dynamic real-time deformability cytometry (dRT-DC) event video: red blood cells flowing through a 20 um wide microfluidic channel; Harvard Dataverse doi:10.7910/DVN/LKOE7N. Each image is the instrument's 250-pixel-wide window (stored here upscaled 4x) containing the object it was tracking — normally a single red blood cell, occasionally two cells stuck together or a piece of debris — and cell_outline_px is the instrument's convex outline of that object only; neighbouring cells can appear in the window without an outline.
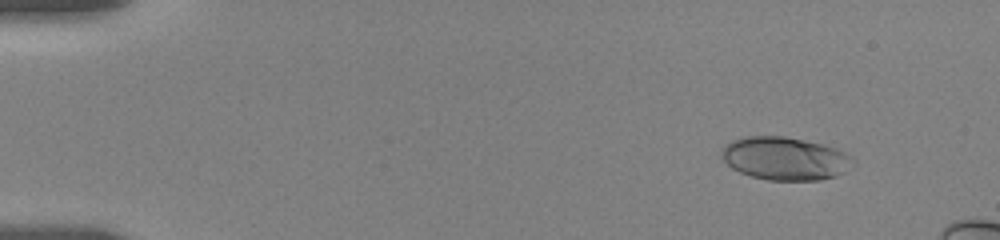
{"species": "human", "species_latin": "Homo sapiens", "temperature_condition": "room temperature", "stored_images_in_passage": 43, "camera_frame_rate_fps": 3000, "um_per_image_px": 0.085, "donor": {"sex": "female"}, "frame": {"image": 1, "passage_image": 5, "time_ms": 1.667, "image_size_px": [1000, 240], "cell_outline_px": [[856, 164], [844, 172], [836, 176], [820, 180], [768, 180], [752, 176], [740, 172], [732, 168], [720, 156], [720, 148], [724, 144], [732, 140], [744, 136], [784, 136], [824, 144], [836, 148], [852, 156], [856, 160]], "centroid_in_image_um": [66.73, 13.46], "position_along_channel_um": 18.3, "area_um2": 33.41}}
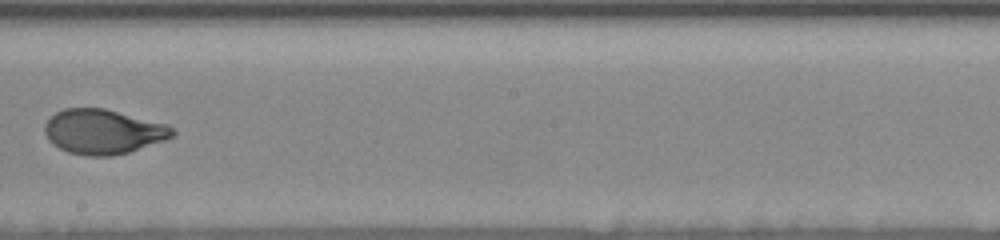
{"frame": {"image": 2, "passage_image": 26, "time_ms": 11.0, "image_size_px": [1000, 240], "cell_outline_px": [[176, 132], [172, 136], [164, 140], [128, 152], [112, 156], [84, 156], [68, 152], [52, 144], [48, 140], [44, 132], [44, 124], [56, 112], [64, 108], [104, 108], [168, 124]], "centroid_in_image_um": [8.74, 11.19], "position_along_channel_um": 239.5, "area_um2": 33.29}}
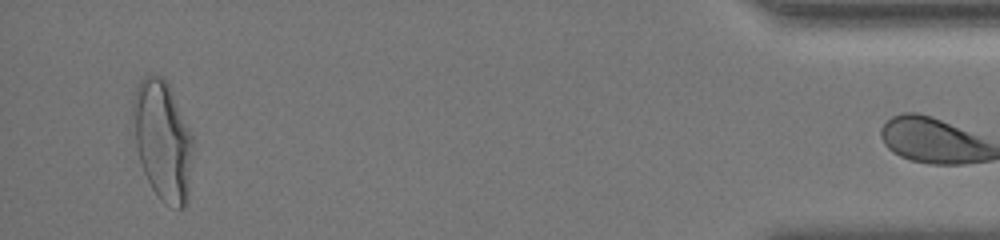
{"frame": {"image": 3, "passage_image": 42, "time_ms": 18.0, "image_size_px": [1000, 240], "cell_outline_px": [[192, 148], [188, 204], [184, 208], [180, 208], [160, 200], [152, 188], [144, 172], [140, 160], [136, 144], [132, 116], [132, 100], [136, 88], [140, 80], [144, 76], [160, 76], [168, 84], [172, 92], [192, 136]], "centroid_in_image_um": [13.82, 11.95], "position_along_channel_um": 421.4, "area_um2": 41.27}, "authors_computed_cell_mechanics": {"area_um2": 33.1194, "velocity_mm_per_s": 3.5636, "shape_relaxation_time_tau1_ms": 4.9025, "shape_relaxation_time_tau2_ms": null, "deformation_change_tau1": 0.1831, "deformation_change_tau2": null}}